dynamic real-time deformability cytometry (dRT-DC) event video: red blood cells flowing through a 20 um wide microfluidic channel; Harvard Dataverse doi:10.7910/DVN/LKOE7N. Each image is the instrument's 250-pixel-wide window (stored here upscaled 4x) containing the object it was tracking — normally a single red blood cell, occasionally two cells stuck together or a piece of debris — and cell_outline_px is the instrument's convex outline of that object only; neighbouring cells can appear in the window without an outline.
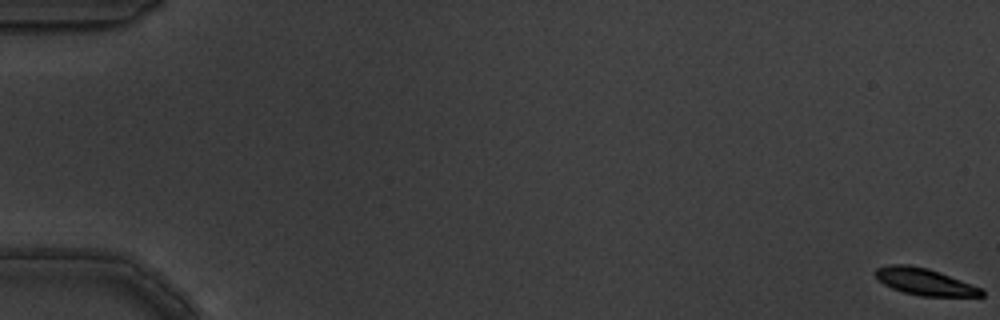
{"species": "common noctule bat (a hibernating species)", "species_latin": "Nyctalus noctula", "temperature_condition": "warm", "stored_images_in_passage": 5, "camera_frame_rate_fps": 3000, "um_per_image_px": 0.085, "animal": {"sex": "male", "body_mass_g": 19.5, "forearm_length_mm": 54.6}, "frame": {"image": 1, "passage_image": 1, "time_ms": 0.0, "image_size_px": [1000, 320], "cell_outline_px": [[984, 296], [920, 296], [904, 292], [892, 288], [884, 284], [876, 276], [876, 268], [892, 264], [908, 264], [928, 268], [940, 272], [984, 288]], "centroid_in_image_um": [78.65, 23.94], "position_along_channel_um": 6.3, "area_um2": 16.59}}